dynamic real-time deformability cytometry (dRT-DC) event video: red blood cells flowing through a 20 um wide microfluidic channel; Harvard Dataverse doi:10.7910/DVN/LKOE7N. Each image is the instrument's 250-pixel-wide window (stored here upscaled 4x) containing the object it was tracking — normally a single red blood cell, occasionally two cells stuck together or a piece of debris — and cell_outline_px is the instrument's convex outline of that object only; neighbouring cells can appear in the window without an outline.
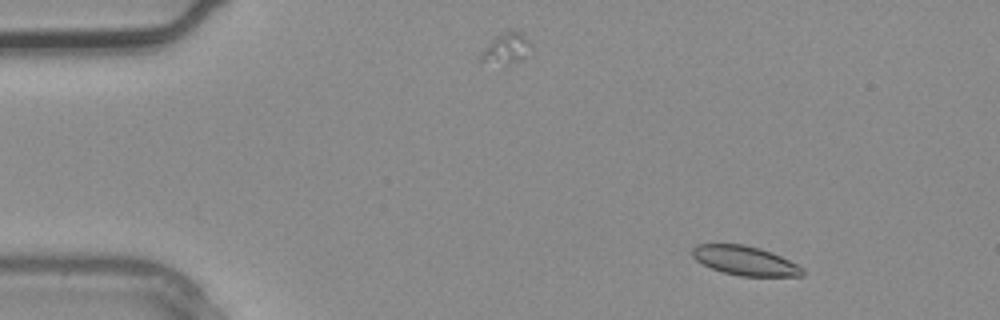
{"species": "common noctule bat (a hibernating species)", "species_latin": "Nyctalus noctula", "temperature_condition": "warm", "stored_images_in_passage": 4, "camera_frame_rate_fps": 3000, "um_per_image_px": 0.085, "animal": {"sex": "male", "body_mass_g": 20.4}, "frame": {"image": 1, "passage_image": 2, "time_ms": 0.333, "image_size_px": [1000, 320], "cell_outline_px": [[804, 276], [740, 276], [724, 272], [712, 268], [696, 260], [692, 256], [692, 248], [696, 244], [744, 244], [760, 248], [772, 252], [804, 268]], "centroid_in_image_um": [63.33, 22.15], "position_along_channel_um": 21.7, "area_um2": 18.73}}
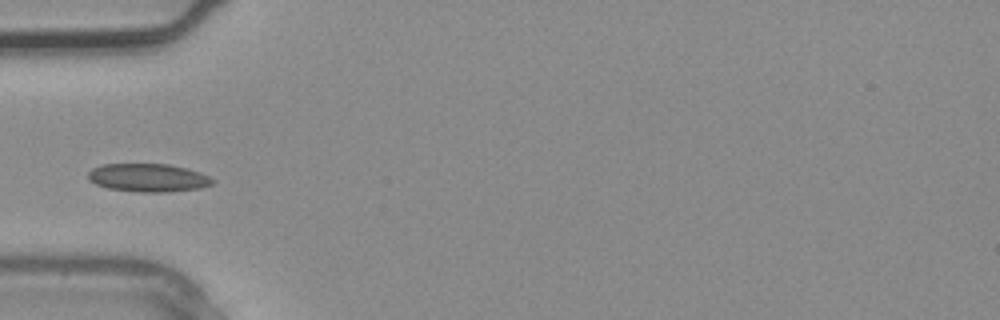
{"frame": {"image": 2, "passage_image": 4, "time_ms": 1.0, "image_size_px": [1000, 320], "cell_outline_px": [[216, 180], [212, 184], [200, 188], [168, 192], [140, 192], [108, 188], [96, 184], [88, 180], [88, 172], [92, 168], [100, 164], [168, 164], [188, 168], [200, 172]], "centroid_in_image_um": [12.59, 15.1], "position_along_channel_um": 72.4, "area_um2": 20.58}}